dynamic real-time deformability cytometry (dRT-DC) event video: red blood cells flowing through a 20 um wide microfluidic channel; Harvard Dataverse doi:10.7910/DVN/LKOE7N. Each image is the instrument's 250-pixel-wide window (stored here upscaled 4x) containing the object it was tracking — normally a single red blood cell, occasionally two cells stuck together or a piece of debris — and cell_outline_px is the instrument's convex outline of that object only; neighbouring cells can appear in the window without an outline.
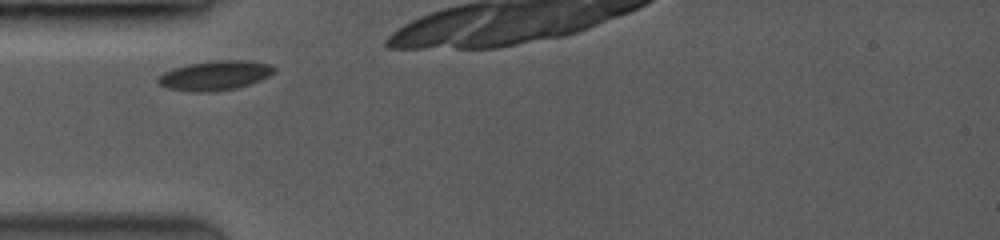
{"species": "common noctule bat (a hibernating species)", "species_latin": "Nyctalus noctula", "temperature_condition": "room temperature", "stored_images_in_passage": 5, "camera_frame_rate_fps": 3500, "um_per_image_px": 0.085, "animal": {"sex": "female", "body_mass_g": 19.0, "forearm_length_mm": 53.3}, "frame": {"image": 1, "passage_image": 1, "time_ms": 0.0, "image_size_px": [1000, 240], "cell_outline_px": [[276, 68], [268, 76], [260, 80], [236, 88], [168, 88], [160, 84], [156, 80], [156, 76], [164, 72], [188, 64], [216, 60], [248, 60], [268, 64]], "centroid_in_image_um": [18.31, 6.34], "position_along_channel_um": 66.7, "area_um2": 18.55}}
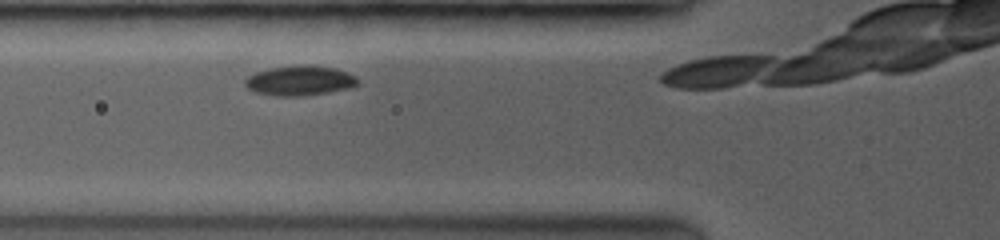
{"frame": {"image": 2, "passage_image": 3, "time_ms": 0.857, "image_size_px": [1000, 240], "cell_outline_px": [[360, 84], [344, 88], [324, 92], [296, 96], [284, 96], [256, 92], [248, 88], [244, 84], [244, 80], [248, 76], [256, 72], [272, 68], [300, 64], [304, 64], [336, 68], [348, 72], [356, 76], [360, 80]], "centroid_in_image_um": [25.49, 6.82], "position_along_channel_um": 100.3, "area_um2": 19.31}}